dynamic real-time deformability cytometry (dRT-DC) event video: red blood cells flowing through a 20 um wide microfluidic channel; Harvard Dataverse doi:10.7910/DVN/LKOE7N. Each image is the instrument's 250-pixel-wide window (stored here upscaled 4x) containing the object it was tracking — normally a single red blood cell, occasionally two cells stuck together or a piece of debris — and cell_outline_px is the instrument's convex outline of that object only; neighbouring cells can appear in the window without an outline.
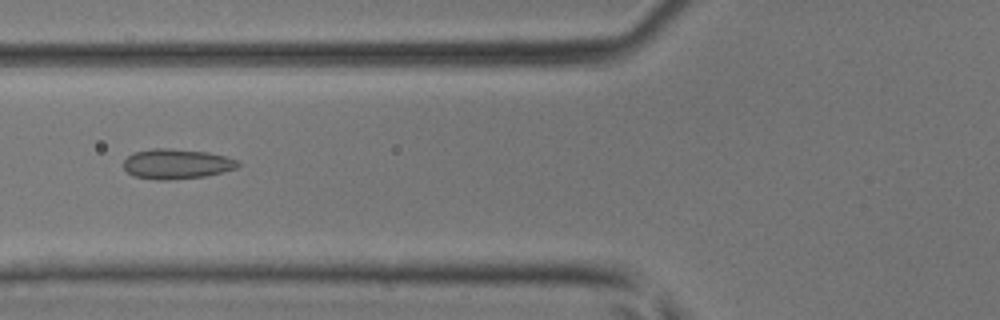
{"species": "common noctule bat (a hibernating species)", "species_latin": "Nyctalus noctula", "temperature_condition": "room temperature", "stored_images_in_passage": 47, "camera_frame_rate_fps": 3000, "um_per_image_px": 0.085, "animal": {"sex": "male", "body_mass_g": 17.9, "forearm_length_mm": 54.2}, "frame": {"image": 1, "passage_image": 19, "time_ms": 6.0, "image_size_px": [1000, 320], "cell_outline_px": [[240, 164], [236, 168], [224, 172], [204, 176], [172, 180], [156, 180], [132, 176], [124, 168], [124, 160], [128, 156], [136, 152], [152, 148], [168, 148], [208, 152], [224, 156], [236, 160]], "centroid_in_image_um": [14.99, 13.94], "position_along_channel_um": 110.8, "area_um2": 20.0}}
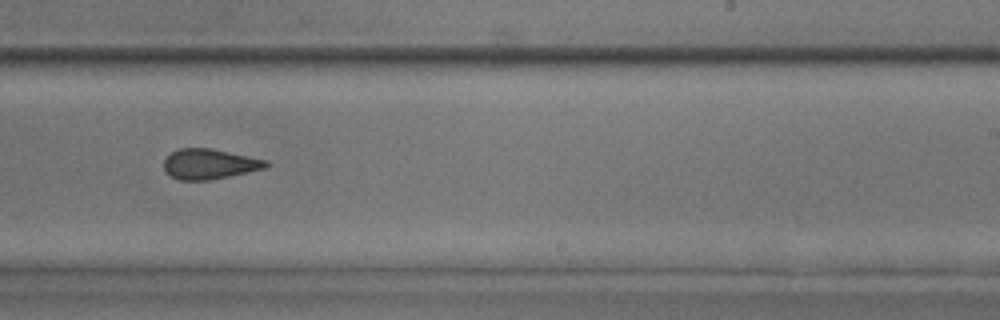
{"frame": {"image": 2, "passage_image": 30, "time_ms": 9.667, "image_size_px": [1000, 320], "cell_outline_px": [[272, 164], [264, 168], [228, 176], [208, 180], [180, 180], [172, 176], [164, 168], [164, 160], [172, 152], [180, 148], [208, 148], [268, 160]], "centroid_in_image_um": [17.81, 13.94], "position_along_channel_um": 271.2, "area_um2": 17.63}}
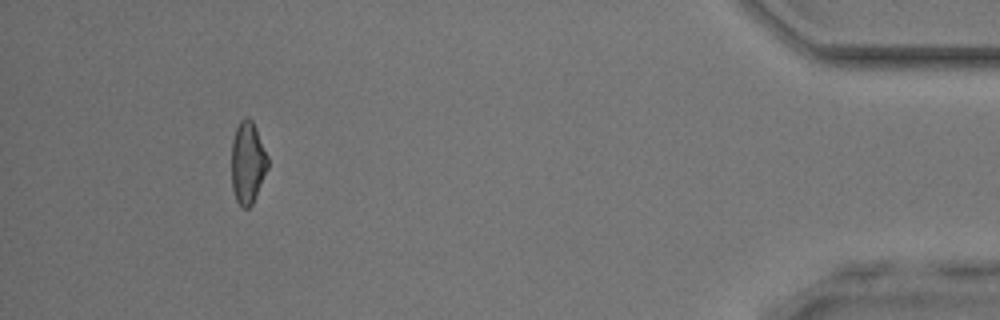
{"frame": {"image": 3, "passage_image": 44, "time_ms": 14.333, "image_size_px": [1000, 320], "cell_outline_px": [[268, 168], [256, 196], [252, 204], [248, 208], [244, 208], [236, 200], [232, 188], [232, 140], [236, 128], [240, 120], [244, 116], [248, 116], [252, 120], [256, 128], [268, 156]], "centroid_in_image_um": [21.05, 13.8], "position_along_channel_um": 414.1, "area_um2": 17.4}}